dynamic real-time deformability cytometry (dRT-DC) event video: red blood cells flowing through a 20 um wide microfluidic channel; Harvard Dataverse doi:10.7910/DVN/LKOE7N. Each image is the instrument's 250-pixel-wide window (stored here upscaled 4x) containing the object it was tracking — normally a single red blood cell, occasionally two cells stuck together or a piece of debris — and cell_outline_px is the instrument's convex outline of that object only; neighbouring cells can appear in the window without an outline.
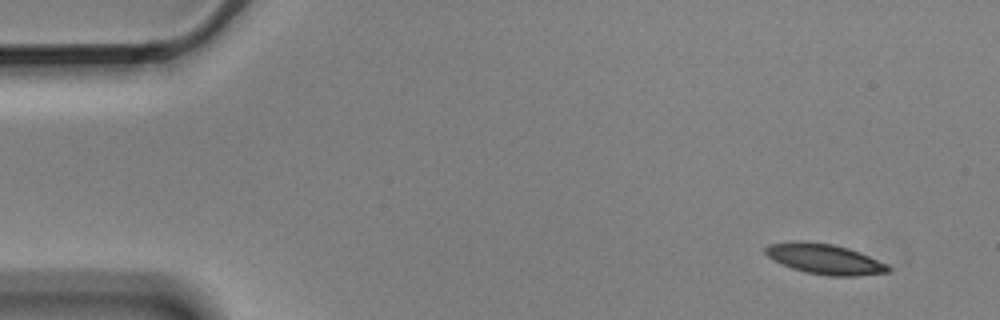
{"species": "Egyptian fruit bat (a non-hibernating species)", "species_latin": "Rousettus aegyptiacus", "temperature_condition": "cold", "stored_images_in_passage": 9, "camera_frame_rate_fps": 3000, "um_per_image_px": 0.085, "animal": {"sex": "male"}, "frame": {"image": 1, "passage_image": 1, "time_ms": 0.0, "image_size_px": [1000, 320], "cell_outline_px": [[892, 268], [888, 272], [856, 276], [828, 276], [808, 272], [792, 268], [768, 256], [764, 252], [764, 248], [768, 244], [792, 240], [804, 240], [832, 244], [848, 248], [860, 252], [888, 264]], "centroid_in_image_um": [70.11, 21.99], "position_along_channel_um": 14.9, "area_um2": 21.73}}
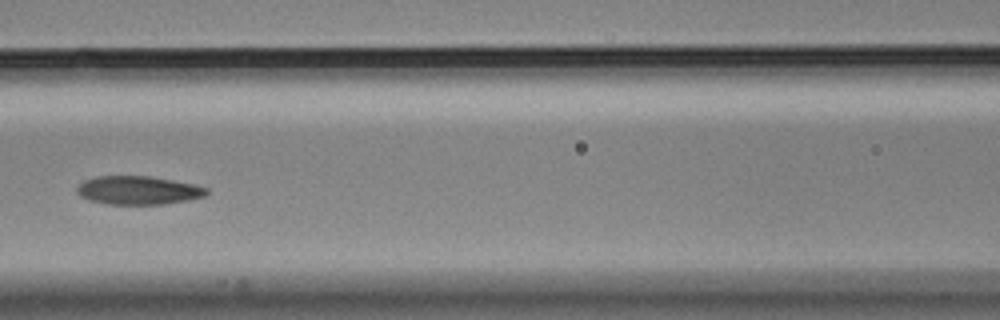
{"frame": {"image": 2, "passage_image": 7, "time_ms": 2.0, "image_size_px": [1000, 320], "cell_outline_px": [[208, 192], [204, 196], [188, 200], [164, 204], [104, 204], [88, 200], [80, 196], [76, 192], [76, 188], [84, 180], [96, 176], [152, 176], [196, 184], [208, 188]], "centroid_in_image_um": [11.74, 16.17], "position_along_channel_um": 154.9, "area_um2": 21.73}}
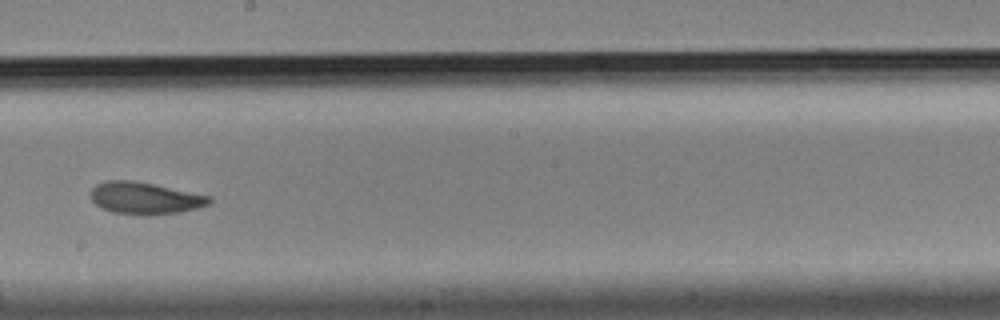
{"frame": {"image": 3, "passage_image": 9, "time_ms": 2.667, "image_size_px": [1000, 320], "cell_outline_px": [[212, 200], [208, 204], [196, 208], [180, 212], [112, 212], [100, 208], [92, 200], [88, 192], [96, 184], [108, 180], [132, 180], [212, 196]], "centroid_in_image_um": [12.27, 16.79], "position_along_channel_um": 235.9, "area_um2": 21.27}}